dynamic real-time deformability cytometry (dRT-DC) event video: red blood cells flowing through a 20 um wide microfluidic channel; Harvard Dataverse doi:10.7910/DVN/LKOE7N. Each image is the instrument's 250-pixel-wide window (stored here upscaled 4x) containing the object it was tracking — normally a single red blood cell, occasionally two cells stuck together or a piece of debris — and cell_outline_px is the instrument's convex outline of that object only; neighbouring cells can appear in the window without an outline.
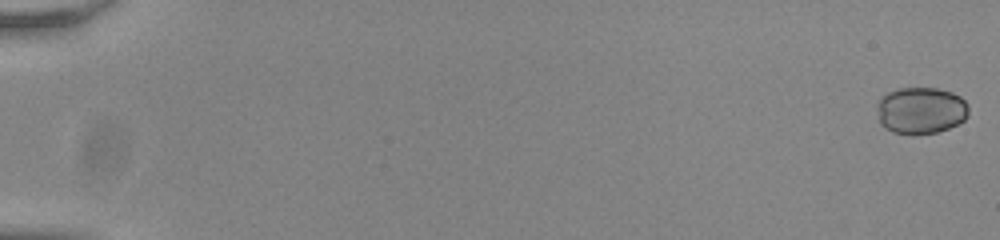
{"species": "common noctule bat (a hibernating species)", "species_latin": "Nyctalus noctula", "temperature_condition": "room temperature", "stored_images_in_passage": 56, "camera_frame_rate_fps": 3000, "um_per_image_px": 0.085, "animal": {"sex": "male", "body_mass_g": 20.0, "forearm_length_mm": 53.3}, "frame": {"image": 1, "passage_image": 1, "time_ms": 0.0, "image_size_px": [1000, 240], "cell_outline_px": [[968, 116], [964, 120], [948, 128], [936, 132], [912, 136], [892, 132], [884, 128], [880, 124], [876, 104], [888, 92], [900, 88], [936, 88], [952, 92], [960, 96], [968, 104]], "centroid_in_image_um": [78.26, 9.41], "position_along_channel_um": 6.7, "area_um2": 25.26}}
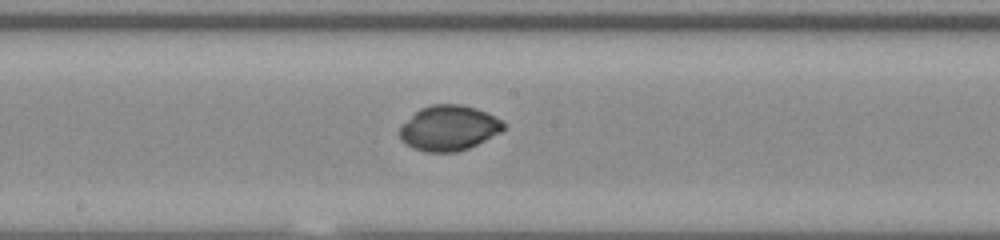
{"frame": {"image": 2, "passage_image": 32, "time_ms": 10.333, "image_size_px": [1000, 240], "cell_outline_px": [[504, 128], [500, 132], [468, 148], [456, 152], [424, 152], [412, 148], [400, 140], [400, 128], [420, 108], [432, 104], [460, 104], [476, 108], [496, 116], [504, 124]], "centroid_in_image_um": [38.14, 10.88], "position_along_channel_um": 210.1, "area_um2": 27.11}}
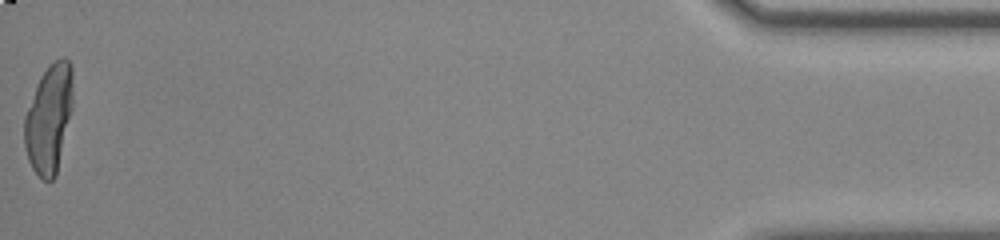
{"frame": {"image": 3, "passage_image": 56, "time_ms": 18.333, "image_size_px": [1000, 240], "cell_outline_px": [[72, 108], [56, 176], [52, 180], [44, 180], [32, 168], [28, 160], [24, 144], [24, 116], [36, 84], [40, 76], [60, 56], [64, 56], [72, 64]], "centroid_in_image_um": [4.15, 10.07], "position_along_channel_um": 431.0, "area_um2": 30.58}, "authors_computed_cell_mechanics": {"area_um2": 27.0504, "velocity_mm_per_s": 3.8306, "shape_relaxation_time_tau1_ms": 5.2904, "shape_relaxation_time_tau2_ms": null, "deformation_change_tau1": 0.0665, "deformation_change_tau2": null}}